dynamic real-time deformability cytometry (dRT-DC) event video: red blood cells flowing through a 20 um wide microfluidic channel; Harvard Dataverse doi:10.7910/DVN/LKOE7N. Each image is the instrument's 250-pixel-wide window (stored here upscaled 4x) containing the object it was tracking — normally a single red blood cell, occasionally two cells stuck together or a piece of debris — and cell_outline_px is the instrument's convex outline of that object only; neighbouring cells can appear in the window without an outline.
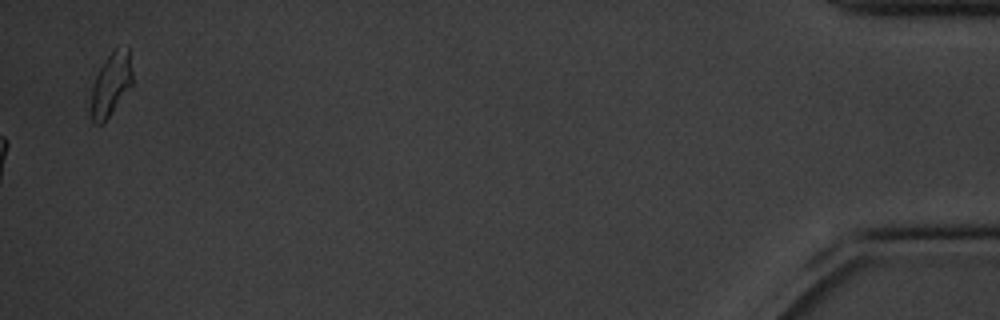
{"species": "common noctule bat (a hibernating species)", "species_latin": "Nyctalus noctula", "temperature_condition": "cold", "stored_images_in_passage": 49, "camera_frame_rate_fps": 3000, "um_per_image_px": 0.085, "animal": {"sex": "male", "body_mass_g": 20.1, "forearm_length_mm": 53.5}, "frame": {"image": 1, "passage_image": 49, "time_ms": 16.0, "image_size_px": [1000, 320], "cell_outline_px": [[132, 84], [104, 124], [96, 124], [92, 120], [84, 100], [100, 68], [108, 56], [116, 48], [128, 48], [132, 72]], "centroid_in_image_um": [9.31, 7.29], "position_along_channel_um": 425.9, "area_um2": 15.9}, "authors_computed_cell_mechanics": {"area_um2": 15.9528, "velocity_mm_per_s": 3.4315, "shape_relaxation_time_tau1_ms": 4.9906, "shape_relaxation_time_tau2_ms": 5.274, "deformation_change_tau1": 0.1322, "deformation_change_tau2": 0.124}}